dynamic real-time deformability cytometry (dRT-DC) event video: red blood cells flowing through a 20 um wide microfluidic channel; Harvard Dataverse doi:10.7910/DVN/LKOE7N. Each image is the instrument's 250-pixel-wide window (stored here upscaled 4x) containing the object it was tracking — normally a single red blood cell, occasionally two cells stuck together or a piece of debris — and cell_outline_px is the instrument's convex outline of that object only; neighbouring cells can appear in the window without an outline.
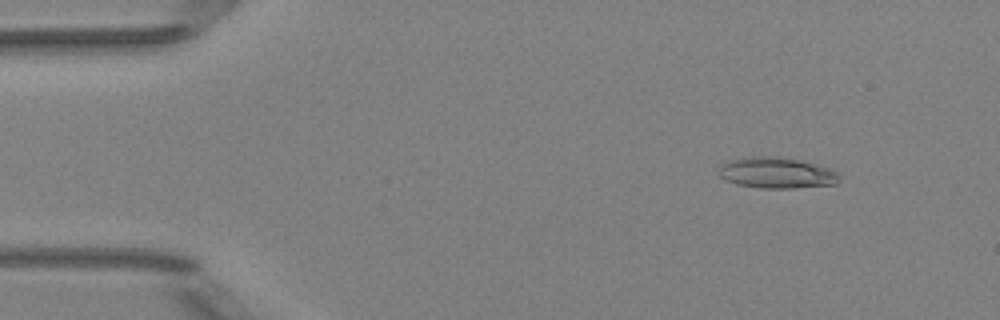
{"species": "Egyptian fruit bat (a non-hibernating species)", "species_latin": "Rousettus aegyptiacus", "temperature_condition": "room temperature", "stored_images_in_passage": 51, "camera_frame_rate_fps": 3000, "um_per_image_px": 0.085, "animal": {"sex": "female"}, "frame": {"image": 1, "passage_image": 6, "time_ms": 1.667, "image_size_px": [1000, 320], "cell_outline_px": [[840, 180], [836, 184], [792, 188], [760, 188], [736, 184], [724, 180], [720, 176], [720, 164], [728, 160], [752, 156], [776, 156], [800, 160], [828, 168], [836, 172], [840, 176]], "centroid_in_image_um": [65.98, 14.69], "position_along_channel_um": 19.0, "area_um2": 21.79}}
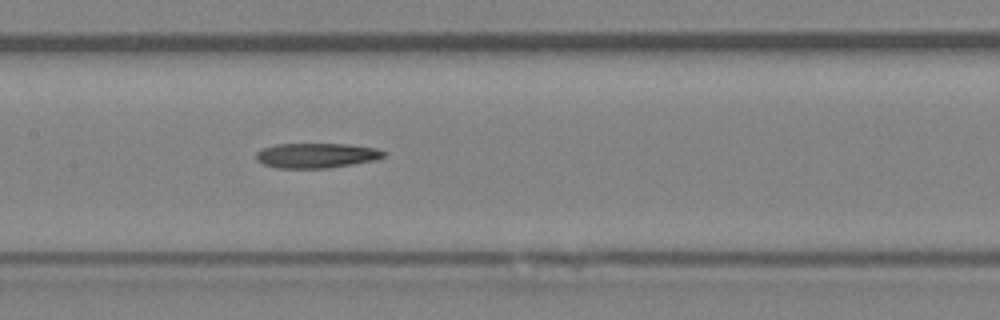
{"frame": {"image": 2, "passage_image": 25, "time_ms": 8.0, "image_size_px": [1000, 320], "cell_outline_px": [[388, 152], [384, 156], [376, 160], [328, 168], [276, 168], [264, 164], [256, 160], [256, 152], [264, 148], [276, 144], [348, 144], [376, 148]], "centroid_in_image_um": [26.91, 13.21], "position_along_channel_um": 180.5, "area_um2": 18.55}}
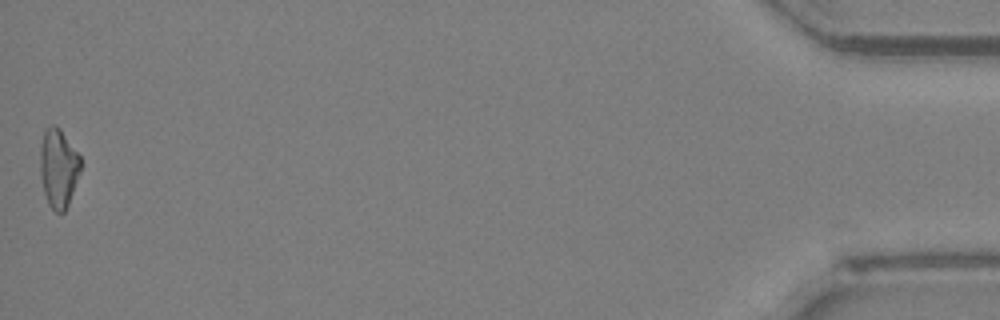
{"frame": {"image": 3, "passage_image": 51, "time_ms": 16.667, "image_size_px": [1000, 320], "cell_outline_px": [[80, 172], [68, 204], [64, 212], [56, 212], [48, 204], [44, 192], [40, 176], [40, 144], [44, 128], [52, 124], [56, 124], [60, 128], [80, 156]], "centroid_in_image_um": [4.94, 14.24], "position_along_channel_um": 430.3, "area_um2": 18.67}}